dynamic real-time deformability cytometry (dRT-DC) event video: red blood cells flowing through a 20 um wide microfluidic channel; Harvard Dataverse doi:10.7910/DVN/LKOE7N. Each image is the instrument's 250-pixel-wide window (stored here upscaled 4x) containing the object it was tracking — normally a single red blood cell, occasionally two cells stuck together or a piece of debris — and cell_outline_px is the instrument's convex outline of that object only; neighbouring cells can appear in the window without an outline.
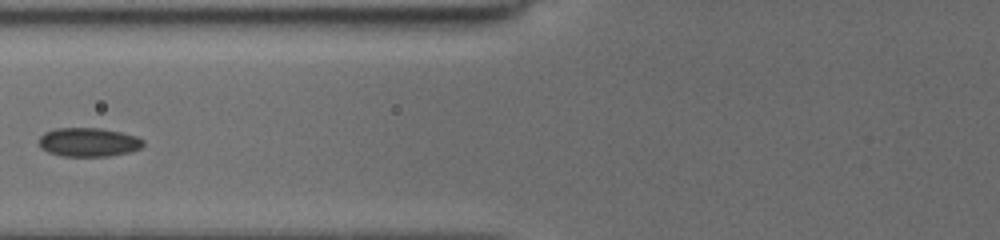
{"species": "common noctule bat (a hibernating species)", "species_latin": "Nyctalus noctula", "temperature_condition": "cold", "stored_images_in_passage": 7, "camera_frame_rate_fps": 3000, "um_per_image_px": 0.085, "animal": {"sex": "female", "body_mass_g": 19.5, "forearm_length_mm": 54.1}, "frame": {"image": 1, "passage_image": 4, "time_ms": 2.333, "image_size_px": [1000, 240], "cell_outline_px": [[144, 144], [140, 148], [128, 152], [108, 156], [60, 156], [48, 152], [40, 144], [40, 136], [44, 132], [56, 128], [100, 128], [120, 132], [136, 136], [144, 140]], "centroid_in_image_um": [7.53, 12.08], "position_along_channel_um": 118.3, "area_um2": 17.4}}
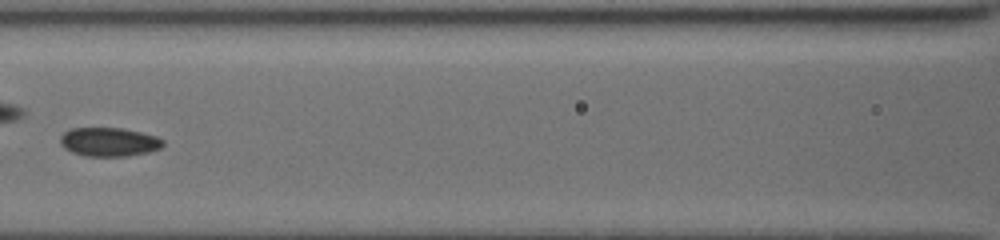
{"frame": {"image": 2, "passage_image": 5, "time_ms": 3.333, "image_size_px": [1000, 240], "cell_outline_px": [[164, 144], [160, 148], [148, 152], [128, 156], [84, 156], [72, 152], [64, 148], [60, 144], [60, 136], [64, 132], [72, 128], [120, 128], [140, 132], [156, 136], [164, 140]], "centroid_in_image_um": [9.25, 12.07], "position_along_channel_um": 157.3, "area_um2": 17.28}}